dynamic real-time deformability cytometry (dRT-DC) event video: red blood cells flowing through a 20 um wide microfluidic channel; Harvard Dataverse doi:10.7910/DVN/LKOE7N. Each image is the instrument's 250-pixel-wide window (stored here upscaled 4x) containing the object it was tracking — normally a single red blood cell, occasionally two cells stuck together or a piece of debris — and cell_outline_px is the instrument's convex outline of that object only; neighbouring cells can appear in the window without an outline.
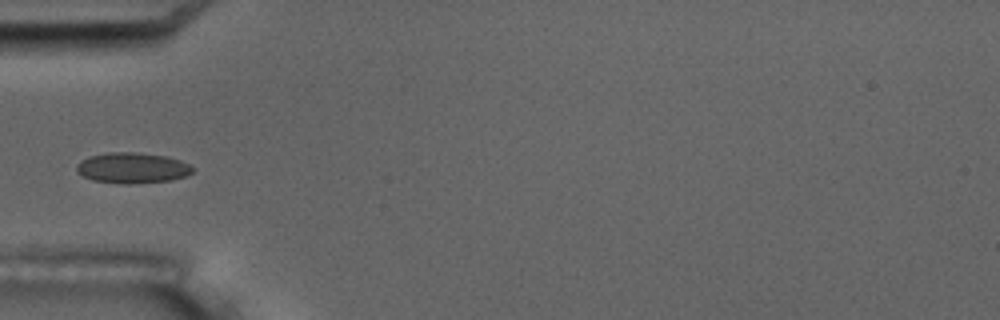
{"species": "common noctule bat (a hibernating species)", "species_latin": "Nyctalus noctula", "temperature_condition": "room temperature", "stored_images_in_passage": 7, "camera_frame_rate_fps": 3000, "um_per_image_px": 0.085, "animal": {"sex": "male", "body_mass_g": 17.5, "forearm_length_mm": 52.3}, "frame": {"image": 1, "passage_image": 4, "time_ms": 4.333, "image_size_px": [1000, 320], "cell_outline_px": [[196, 168], [192, 172], [184, 176], [172, 180], [128, 184], [124, 184], [92, 180], [76, 172], [76, 164], [88, 156], [108, 152], [132, 152], [164, 156], [180, 160]], "centroid_in_image_um": [11.22, 14.27], "position_along_channel_um": 73.8, "area_um2": 20.69}}
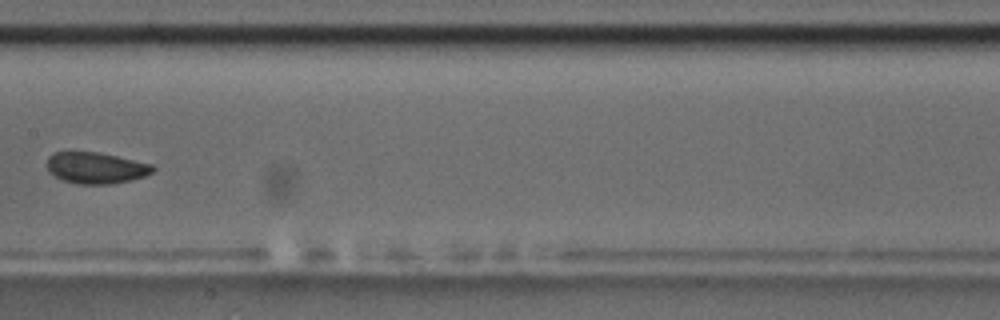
{"frame": {"image": 2, "passage_image": 7, "time_ms": 8.0, "image_size_px": [1000, 320], "cell_outline_px": [[156, 168], [152, 172], [144, 176], [112, 184], [76, 184], [64, 180], [48, 172], [48, 156], [56, 152], [96, 152], [116, 156], [152, 164]], "centroid_in_image_um": [8.15, 14.27], "position_along_channel_um": 199.3, "area_um2": 19.07}}